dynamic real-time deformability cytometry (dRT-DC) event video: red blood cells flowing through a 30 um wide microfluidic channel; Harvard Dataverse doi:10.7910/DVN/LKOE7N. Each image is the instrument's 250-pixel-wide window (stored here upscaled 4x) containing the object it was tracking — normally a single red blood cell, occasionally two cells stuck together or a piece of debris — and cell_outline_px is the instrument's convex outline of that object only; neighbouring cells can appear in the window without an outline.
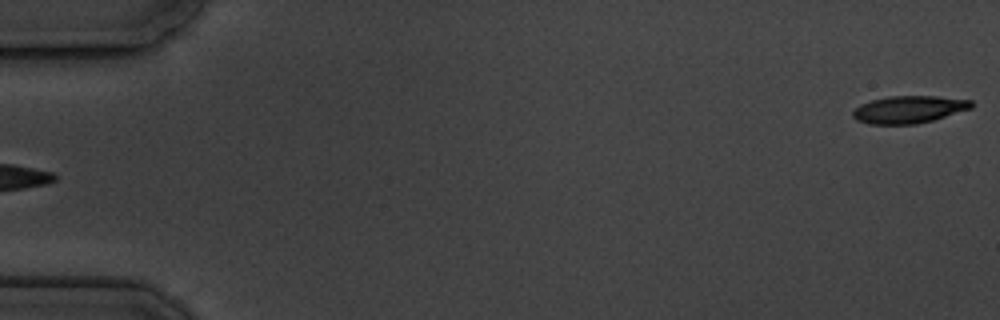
{"species": "common noctule bat (a hibernating species)", "species_latin": "Nyctalus noctula", "temperature_condition": "cold", "stored_images_in_passage": 6, "segment_of_instrument_passage": [2, 2], "camera_frame_rate_fps": 3000, "um_per_image_px": 0.085, "animal": {"sex": "male", "body_mass_g": 19.5, "forearm_length_mm": 54.6}, "frame": {"image": 1, "passage_image": 6, "time_ms": 6.0, "image_size_px": [1000, 320], "cell_outline_px": [[972, 108], [932, 120], [916, 124], [868, 124], [856, 120], [852, 116], [852, 112], [860, 104], [872, 100], [888, 96], [936, 96], [972, 100]], "centroid_in_image_um": [77.23, 9.3], "position_along_channel_um": 7.8, "area_um2": 18.84}}